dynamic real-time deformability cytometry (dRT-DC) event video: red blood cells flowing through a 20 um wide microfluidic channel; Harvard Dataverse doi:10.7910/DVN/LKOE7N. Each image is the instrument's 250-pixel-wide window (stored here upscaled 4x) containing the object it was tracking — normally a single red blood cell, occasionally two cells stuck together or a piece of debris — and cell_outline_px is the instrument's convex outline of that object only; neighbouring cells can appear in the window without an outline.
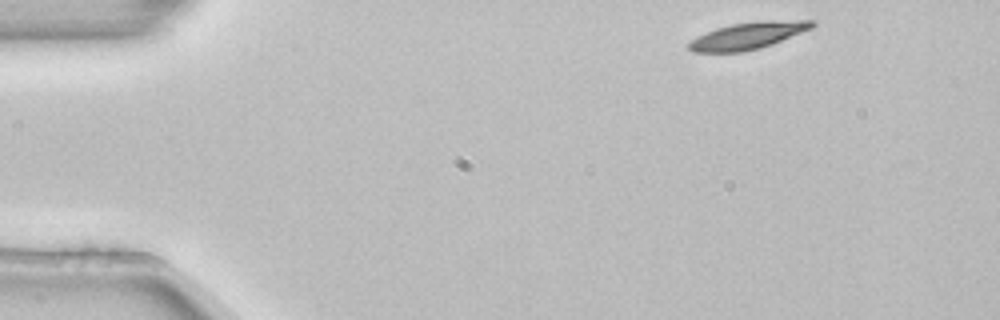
{"species": "common noctule bat (a hibernating species)", "species_latin": "Nyctalus noctula", "temperature_condition": "room temperature", "stored_images_in_passage": 3, "camera_frame_rate_fps": 3000, "um_per_image_px": 0.085, "animal": {"sex": "female", "body_mass_g": 22.7, "forearm_length_mm": 54.2}, "frame": {"image": 1, "passage_image": 1, "time_ms": 0.0, "image_size_px": [1000, 320], "cell_outline_px": [[816, 24], [812, 28], [772, 44], [760, 48], [744, 52], [692, 52], [688, 48], [688, 44], [696, 36], [716, 28], [732, 24], [764, 20], [816, 20]], "centroid_in_image_um": [63.59, 3.03], "position_along_channel_um": 21.4, "area_um2": 19.36}}
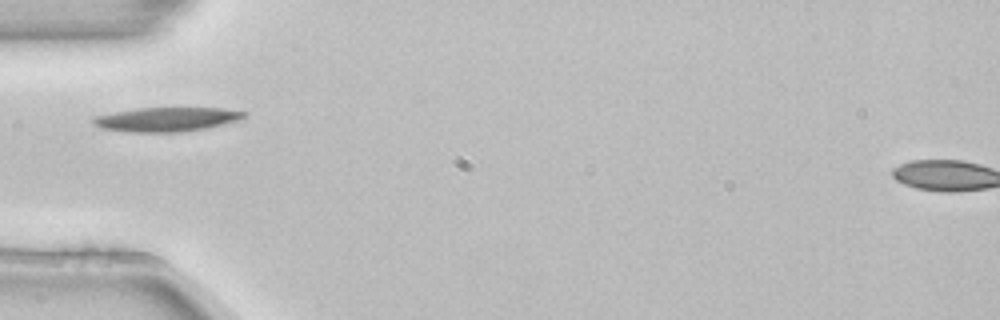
{"frame": {"image": 2, "passage_image": 3, "time_ms": 0.667, "image_size_px": [1000, 320], "cell_outline_px": [[248, 116], [240, 120], [208, 128], [180, 132], [128, 132], [100, 128], [92, 124], [92, 120], [96, 116], [136, 108], [220, 108], [248, 112]], "centroid_in_image_um": [14.2, 10.15], "position_along_channel_um": 70.8, "area_um2": 21.39}}